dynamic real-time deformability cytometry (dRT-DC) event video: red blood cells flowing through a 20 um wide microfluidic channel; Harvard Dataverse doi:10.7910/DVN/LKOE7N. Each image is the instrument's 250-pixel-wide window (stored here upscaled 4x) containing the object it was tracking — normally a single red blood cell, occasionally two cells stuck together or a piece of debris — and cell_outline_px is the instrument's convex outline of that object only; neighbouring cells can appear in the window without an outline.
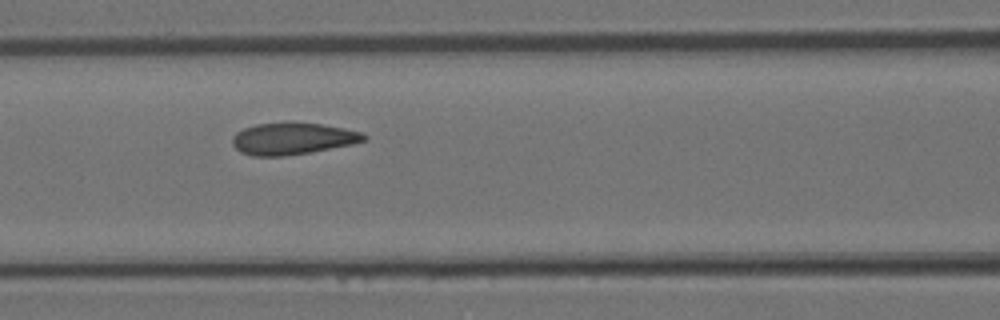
{"species": "Egyptian fruit bat (a non-hibernating species)", "species_latin": "Rousettus aegyptiacus", "temperature_condition": "room temperature", "stored_images_in_passage": 4, "camera_frame_rate_fps": 3000, "um_per_image_px": 0.085, "animal": {"sex": "female"}, "frame": {"image": 1, "passage_image": 3, "time_ms": 0.667, "image_size_px": [1000, 320], "cell_outline_px": [[368, 136], [364, 140], [352, 144], [308, 152], [284, 156], [252, 156], [240, 152], [232, 144], [232, 136], [236, 132], [244, 128], [256, 124], [320, 124], [344, 128], [360, 132]], "centroid_in_image_um": [24.83, 11.8], "position_along_channel_um": 141.8, "area_um2": 23.76}}
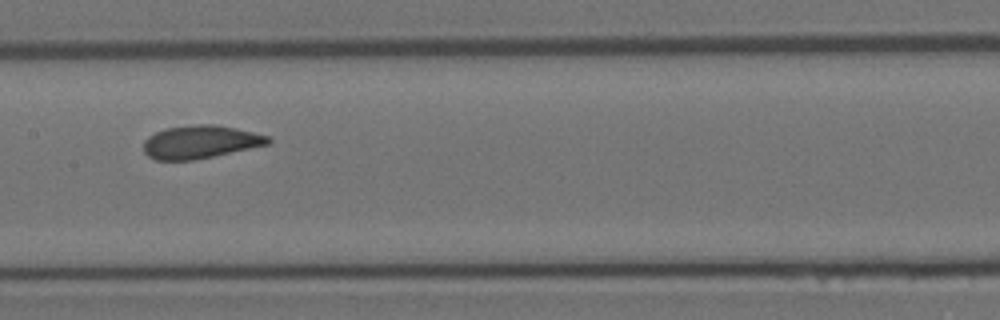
{"frame": {"image": 2, "passage_image": 4, "time_ms": 1.0, "image_size_px": [1000, 320], "cell_outline_px": [[272, 140], [268, 144], [212, 156], [192, 160], [156, 160], [148, 156], [144, 152], [144, 140], [148, 136], [164, 128], [200, 124], [216, 124], [236, 128], [268, 136]], "centroid_in_image_um": [16.99, 12.06], "position_along_channel_um": 190.4, "area_um2": 23.76}}